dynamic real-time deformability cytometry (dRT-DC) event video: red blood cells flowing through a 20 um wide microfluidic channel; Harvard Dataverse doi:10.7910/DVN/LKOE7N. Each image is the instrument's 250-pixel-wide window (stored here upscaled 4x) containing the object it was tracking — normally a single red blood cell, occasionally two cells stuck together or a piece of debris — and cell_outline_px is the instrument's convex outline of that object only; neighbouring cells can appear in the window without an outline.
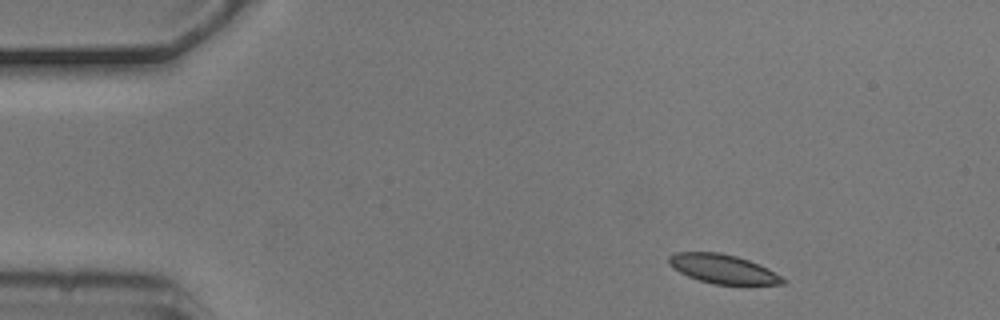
{"species": "common noctule bat (a hibernating species)", "species_latin": "Nyctalus noctula", "temperature_condition": "cold", "stored_images_in_passage": 9, "camera_frame_rate_fps": 3000, "um_per_image_px": 0.085, "animal": {"sex": "male", "body_mass_g": 20.5, "forearm_length_mm": 52.5}, "frame": {"image": 1, "passage_image": 1, "time_ms": 0.0, "image_size_px": [1000, 320], "cell_outline_px": [[788, 284], [716, 284], [700, 280], [688, 276], [680, 272], [668, 264], [668, 256], [676, 252], [720, 252], [736, 256], [748, 260], [768, 268], [788, 280]], "centroid_in_image_um": [61.47, 22.85], "position_along_channel_um": 23.5, "area_um2": 19.25}}
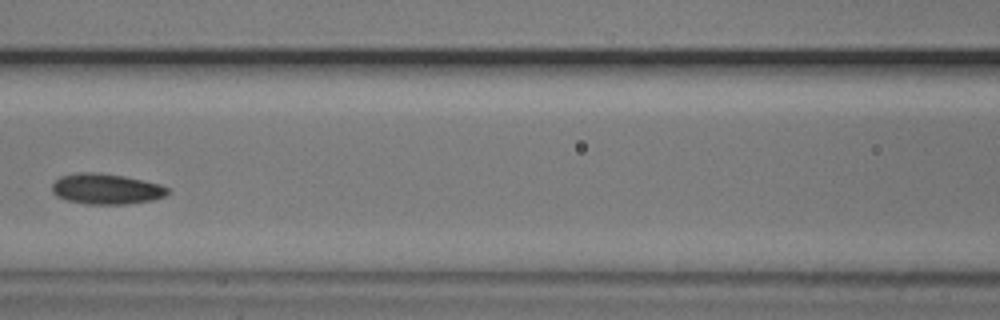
{"frame": {"image": 2, "passage_image": 6, "time_ms": 1.667, "image_size_px": [1000, 320], "cell_outline_px": [[172, 192], [164, 196], [152, 200], [128, 204], [84, 204], [68, 200], [56, 196], [52, 192], [52, 184], [60, 176], [80, 172], [92, 172], [124, 176], [160, 184], [168, 188]], "centroid_in_image_um": [9.03, 16.06], "position_along_channel_um": 157.6, "area_um2": 20.63}}
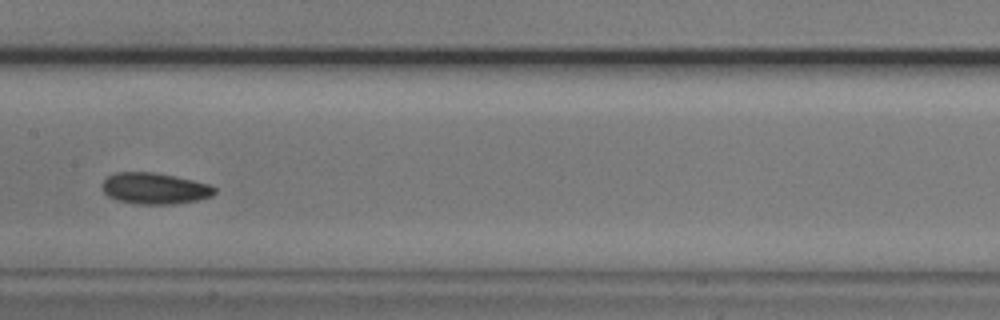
{"frame": {"image": 3, "passage_image": 7, "time_ms": 2.0, "image_size_px": [1000, 320], "cell_outline_px": [[216, 192], [212, 196], [196, 200], [172, 204], [136, 204], [116, 200], [108, 196], [104, 192], [104, 180], [108, 176], [116, 172], [156, 172], [176, 176], [208, 184], [216, 188]], "centroid_in_image_um": [13.15, 16.01], "position_along_channel_um": 194.2, "area_um2": 20.4}}